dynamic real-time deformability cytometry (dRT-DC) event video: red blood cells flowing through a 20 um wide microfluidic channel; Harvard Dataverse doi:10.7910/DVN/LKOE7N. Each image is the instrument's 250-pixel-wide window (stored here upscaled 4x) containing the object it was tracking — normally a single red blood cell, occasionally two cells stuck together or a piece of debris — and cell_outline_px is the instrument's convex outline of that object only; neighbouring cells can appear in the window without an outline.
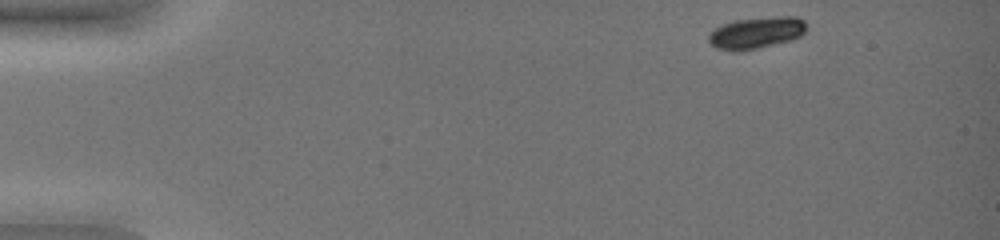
{"species": "common noctule bat (a hibernating species)", "species_latin": "Nyctalus noctula", "temperature_condition": "warm", "stored_images_in_passage": 46, "camera_frame_rate_fps": 3000, "um_per_image_px": 0.085, "animal": {"sex": "female", "body_mass_g": 19.0, "forearm_length_mm": 51.5}, "frame": {"image": 1, "passage_image": 1, "time_ms": 0.0, "image_size_px": [1000, 240], "cell_outline_px": [[804, 32], [800, 36], [792, 40], [760, 48], [736, 52], [716, 48], [708, 40], [708, 32], [724, 24], [736, 20], [780, 16], [796, 16], [804, 20]], "centroid_in_image_um": [64.27, 2.8], "position_along_channel_um": 20.7, "area_um2": 18.03}}
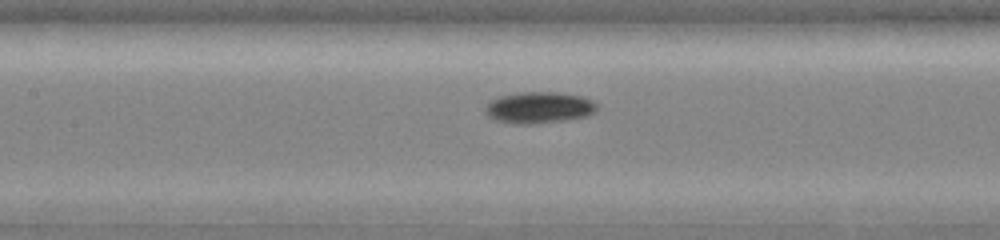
{"frame": {"image": 2, "passage_image": 21, "time_ms": 6.667, "image_size_px": [1000, 240], "cell_outline_px": [[596, 112], [588, 116], [568, 120], [536, 124], [512, 124], [492, 120], [484, 112], [484, 108], [488, 100], [500, 96], [520, 92], [560, 92], [580, 96], [592, 100], [596, 104]], "centroid_in_image_um": [45.77, 9.16], "position_along_channel_um": 161.6, "area_um2": 20.98}}
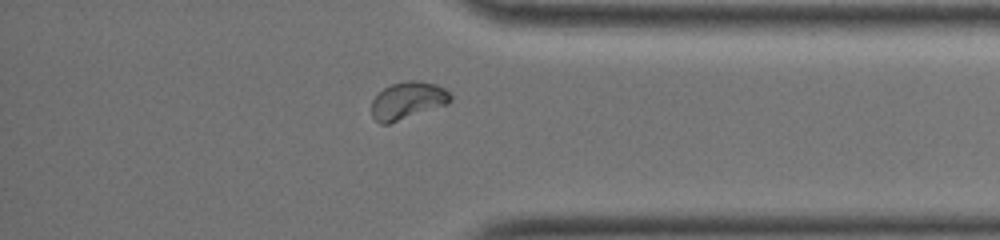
{"frame": {"image": 3, "passage_image": 40, "time_ms": 13.0, "image_size_px": [1000, 240], "cell_outline_px": [[452, 100], [448, 104], [388, 124], [380, 124], [372, 116], [372, 100], [384, 88], [392, 84], [408, 80], [420, 80], [436, 84], [444, 88], [452, 96]], "centroid_in_image_um": [34.67, 8.54], "position_along_channel_um": 400.5, "area_um2": 17.17}, "authors_computed_cell_mechanics": {"area_um2": 18.5827, "velocity_mm_per_s": 3.7854, "shape_relaxation_time_tau1_ms": 1.3572, "shape_relaxation_time_tau2_ms": null, "deformation_change_tau1": 0.0854, "deformation_change_tau2": null}}